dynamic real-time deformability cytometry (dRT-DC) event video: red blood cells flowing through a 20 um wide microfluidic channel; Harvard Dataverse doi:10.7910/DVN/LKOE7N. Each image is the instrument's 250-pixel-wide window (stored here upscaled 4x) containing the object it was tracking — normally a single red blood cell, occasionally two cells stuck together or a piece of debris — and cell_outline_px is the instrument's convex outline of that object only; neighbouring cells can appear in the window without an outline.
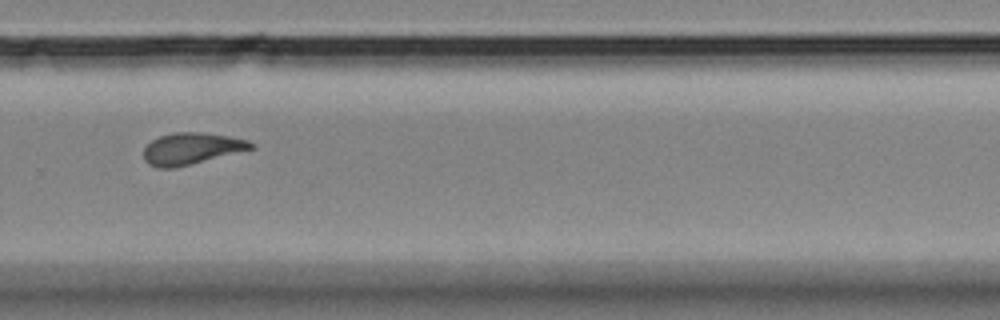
{"species": "Egyptian fruit bat (a non-hibernating species)", "species_latin": "Rousettus aegyptiacus", "temperature_condition": "room temperature", "stored_images_in_passage": 10, "camera_frame_rate_fps": 3000, "um_per_image_px": 0.085, "animal": {"sex": "female"}, "frame": {"image": 1, "passage_image": 10, "time_ms": 3.0, "image_size_px": [1000, 320], "cell_outline_px": [[256, 148], [176, 168], [156, 168], [148, 164], [144, 160], [144, 148], [152, 140], [160, 136], [172, 132], [200, 132], [228, 136], [248, 140], [256, 144]], "centroid_in_image_um": [16.29, 12.64], "position_along_channel_um": 313.5, "area_um2": 20.0}}